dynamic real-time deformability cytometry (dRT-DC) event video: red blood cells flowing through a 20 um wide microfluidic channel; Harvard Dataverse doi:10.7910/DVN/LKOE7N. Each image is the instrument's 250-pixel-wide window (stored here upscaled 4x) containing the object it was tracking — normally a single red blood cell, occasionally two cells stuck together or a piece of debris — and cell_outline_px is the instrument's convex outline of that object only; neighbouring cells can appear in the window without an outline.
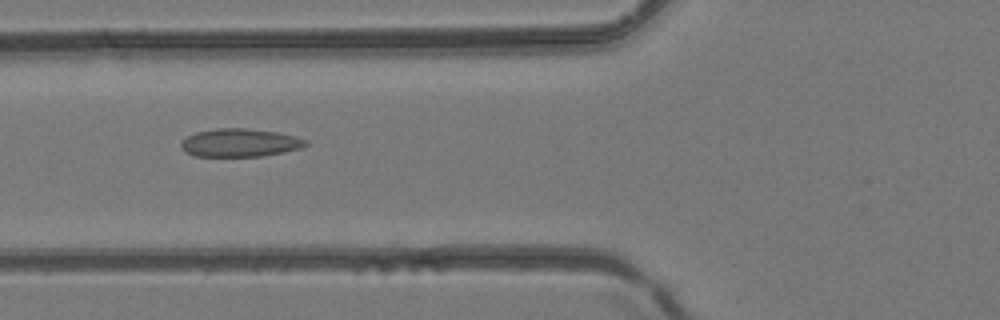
{"species": "common noctule bat (a hibernating species)", "species_latin": "Nyctalus noctula", "temperature_condition": "room temperature", "stored_images_in_passage": 6, "camera_frame_rate_fps": 3000, "um_per_image_px": 0.085, "animal": {"sex": "female", "body_mass_g": 24.6, "forearm_length_mm": 56.2}, "frame": {"image": 1, "passage_image": 5, "time_ms": 1.333, "image_size_px": [1000, 320], "cell_outline_px": [[308, 144], [300, 148], [284, 152], [260, 156], [196, 156], [184, 152], [180, 148], [180, 144], [188, 136], [196, 132], [216, 128], [244, 128], [276, 132], [296, 136], [304, 140]], "centroid_in_image_um": [20.35, 12.13], "position_along_channel_um": 105.4, "area_um2": 20.29}}
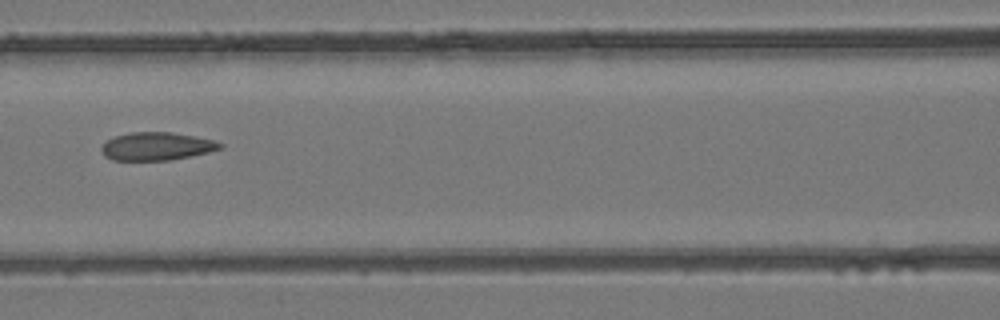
{"frame": {"image": 2, "passage_image": 6, "time_ms": 1.667, "image_size_px": [1000, 320], "cell_outline_px": [[224, 148], [208, 152], [168, 160], [112, 160], [104, 156], [100, 148], [108, 140], [116, 136], [132, 132], [172, 132], [216, 140], [224, 144]], "centroid_in_image_um": [13.34, 12.43], "position_along_channel_um": 153.3, "area_um2": 19.31}}